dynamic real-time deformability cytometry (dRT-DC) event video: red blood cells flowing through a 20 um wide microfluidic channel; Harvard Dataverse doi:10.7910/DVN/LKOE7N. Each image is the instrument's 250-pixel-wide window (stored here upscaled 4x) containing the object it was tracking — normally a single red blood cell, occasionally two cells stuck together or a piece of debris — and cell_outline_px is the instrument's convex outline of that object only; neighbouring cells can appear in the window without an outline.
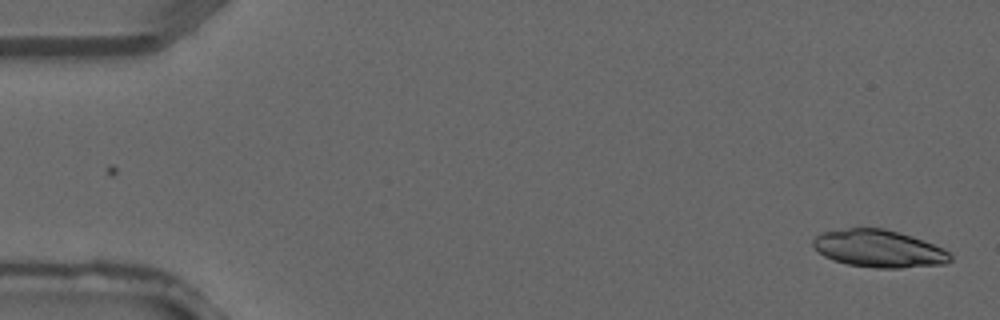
{"species": "common noctule bat (a hibernating species)", "species_latin": "Nyctalus noctula", "temperature_condition": "warm", "stored_images_in_passage": 2, "camera_frame_rate_fps": 3000, "um_per_image_px": 0.085, "animal": {"sex": "male", "forearm_length_mm": 52.5}, "frame": {"image": 1, "passage_image": 1, "time_ms": 0.0, "image_size_px": [1000, 320], "cell_outline_px": [[952, 260], [948, 264], [900, 268], [876, 268], [848, 264], [832, 260], [824, 256], [812, 244], [812, 240], [820, 232], [848, 228], [884, 228], [912, 236], [944, 248], [952, 256]], "centroid_in_image_um": [74.72, 21.14], "position_along_channel_um": 10.3, "area_um2": 30.06}}